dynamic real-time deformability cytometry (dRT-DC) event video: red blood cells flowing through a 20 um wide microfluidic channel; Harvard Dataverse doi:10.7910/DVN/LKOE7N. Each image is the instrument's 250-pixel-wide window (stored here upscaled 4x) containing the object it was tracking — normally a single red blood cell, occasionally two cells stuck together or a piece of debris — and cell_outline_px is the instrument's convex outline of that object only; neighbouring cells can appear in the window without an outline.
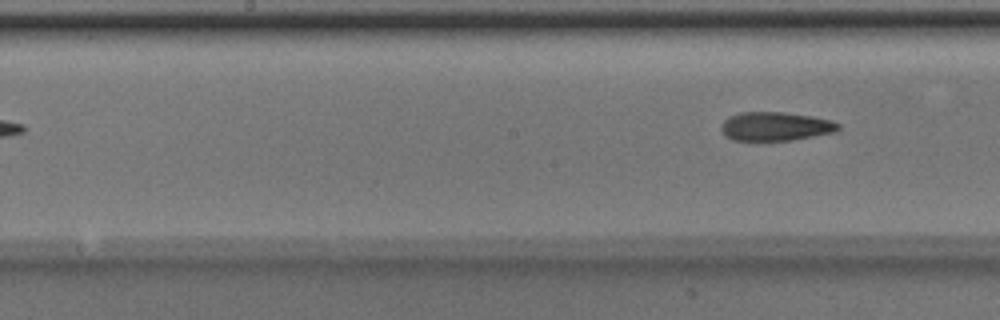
{"species": "Egyptian fruit bat (a non-hibernating species)", "species_latin": "Rousettus aegyptiacus", "temperature_condition": "room temperature", "stored_images_in_passage": 7, "segment_of_instrument_passage": [2, 2], "camera_frame_rate_fps": 3000, "um_per_image_px": 0.085, "animal": {"sex": "male"}, "frame": {"image": 1, "passage_image": 7, "time_ms": 2.0, "image_size_px": [1000, 320], "cell_outline_px": [[840, 128], [836, 132], [792, 140], [732, 140], [724, 136], [720, 128], [720, 124], [728, 116], [740, 112], [784, 112], [812, 116], [832, 120], [840, 124]], "centroid_in_image_um": [65.9, 10.73], "position_along_channel_um": 182.3, "area_um2": 19.88}}